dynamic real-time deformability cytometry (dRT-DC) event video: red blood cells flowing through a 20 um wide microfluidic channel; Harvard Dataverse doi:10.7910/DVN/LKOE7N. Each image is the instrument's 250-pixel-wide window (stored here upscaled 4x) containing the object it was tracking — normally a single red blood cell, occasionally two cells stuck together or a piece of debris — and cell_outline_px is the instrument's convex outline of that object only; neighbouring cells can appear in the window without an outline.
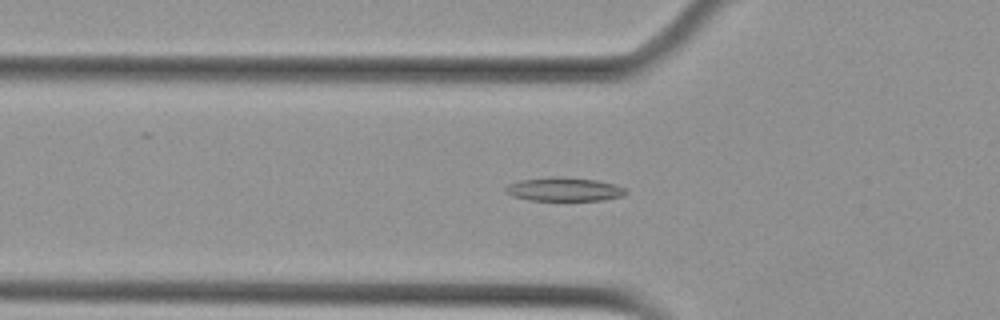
{"species": "Egyptian fruit bat (a non-hibernating species)", "species_latin": "Rousettus aegyptiacus", "temperature_condition": "cold", "stored_images_in_passage": 54, "camera_frame_rate_fps": 3000, "um_per_image_px": 0.085, "animal": {"sex": "female"}, "frame": {"image": 1, "passage_image": 19, "time_ms": 6.0, "image_size_px": [1000, 320], "cell_outline_px": [[628, 192], [624, 196], [604, 200], [528, 200], [512, 196], [504, 192], [504, 188], [508, 184], [520, 180], [552, 176], [560, 176], [596, 180], [612, 184], [624, 188]], "centroid_in_image_um": [47.91, 16.09], "position_along_channel_um": 77.9, "area_um2": 16.7}}
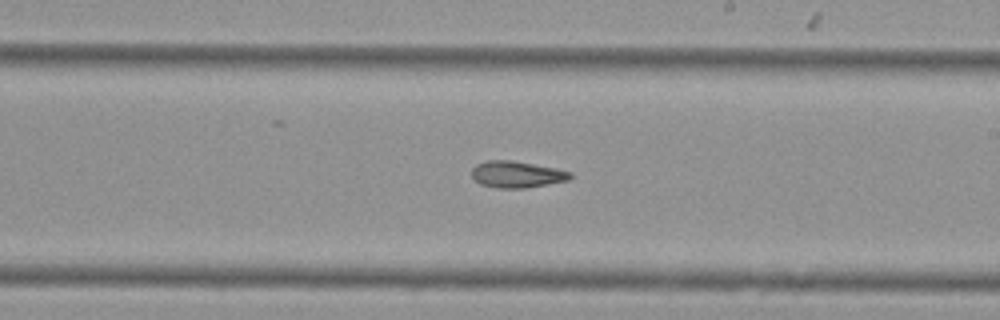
{"frame": {"image": 2, "passage_image": 33, "time_ms": 10.667, "image_size_px": [1000, 320], "cell_outline_px": [[572, 176], [568, 180], [524, 188], [496, 188], [480, 184], [472, 176], [472, 168], [476, 164], [488, 160], [512, 160], [556, 168], [572, 172]], "centroid_in_image_um": [43.91, 14.81], "position_along_channel_um": 245.1, "area_um2": 15.2}}
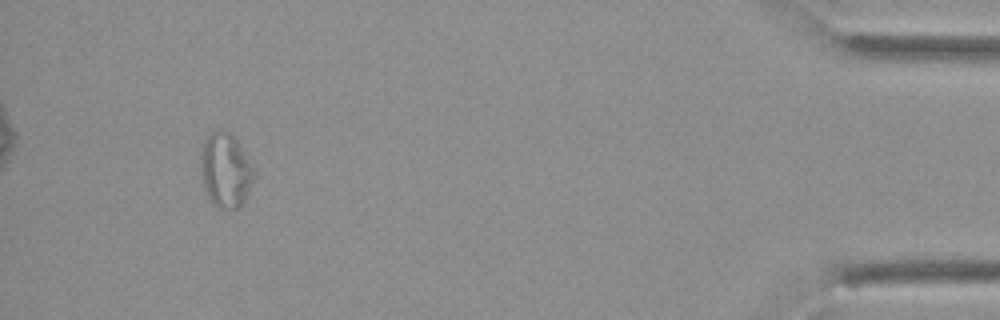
{"frame": {"image": 3, "passage_image": 53, "time_ms": 17.333, "image_size_px": [1000, 320], "cell_outline_px": [[256, 176], [240, 208], [220, 208], [212, 204], [204, 188], [200, 168], [200, 152], [208, 136], [212, 132], [220, 128], [228, 132], [248, 152], [256, 172]], "centroid_in_image_um": [19.21, 14.46], "position_along_channel_um": 416.0, "area_um2": 23.52}}